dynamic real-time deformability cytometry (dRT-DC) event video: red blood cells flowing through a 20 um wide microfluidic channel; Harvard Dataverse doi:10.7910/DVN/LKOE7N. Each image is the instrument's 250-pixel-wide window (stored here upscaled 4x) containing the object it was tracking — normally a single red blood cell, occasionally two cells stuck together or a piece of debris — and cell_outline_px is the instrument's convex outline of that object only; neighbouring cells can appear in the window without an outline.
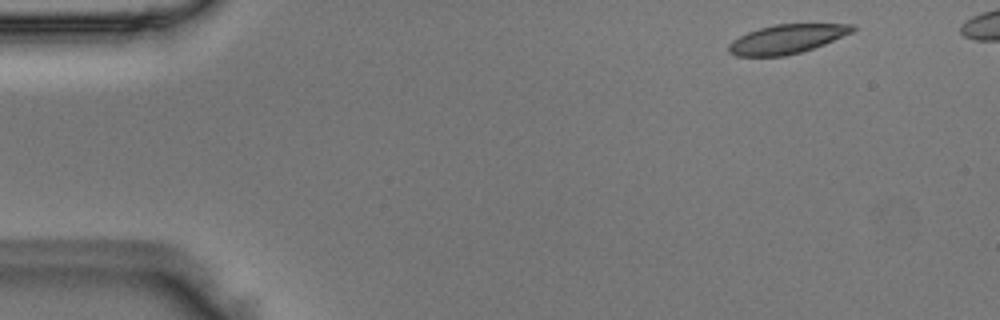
{"species": "Egyptian fruit bat (a non-hibernating species)", "species_latin": "Rousettus aegyptiacus", "temperature_condition": "room temperature", "stored_images_in_passage": 44, "camera_frame_rate_fps": 3000, "um_per_image_px": 0.085, "animal": {"sex": "male"}, "frame": {"image": 1, "passage_image": 2, "time_ms": 0.333, "image_size_px": [1000, 320], "cell_outline_px": [[856, 28], [852, 32], [824, 44], [800, 52], [784, 56], [736, 56], [728, 52], [728, 44], [732, 40], [748, 32], [760, 28], [776, 24], [856, 24]], "centroid_in_image_um": [66.86, 3.32], "position_along_channel_um": 18.1, "area_um2": 20.81}}
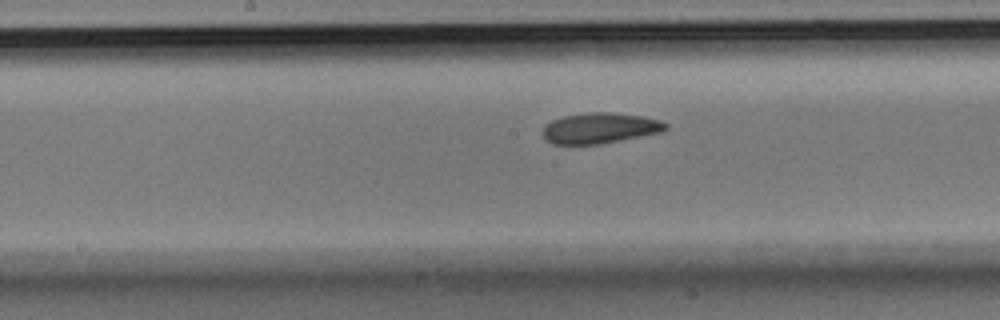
{"frame": {"image": 2, "passage_image": 23, "time_ms": 7.333, "image_size_px": [1000, 320], "cell_outline_px": [[668, 128], [660, 132], [600, 144], [552, 144], [544, 136], [544, 124], [552, 120], [564, 116], [588, 112], [612, 112], [640, 116], [660, 120], [668, 124]], "centroid_in_image_um": [50.99, 10.88], "position_along_channel_um": 197.2, "area_um2": 21.73}}
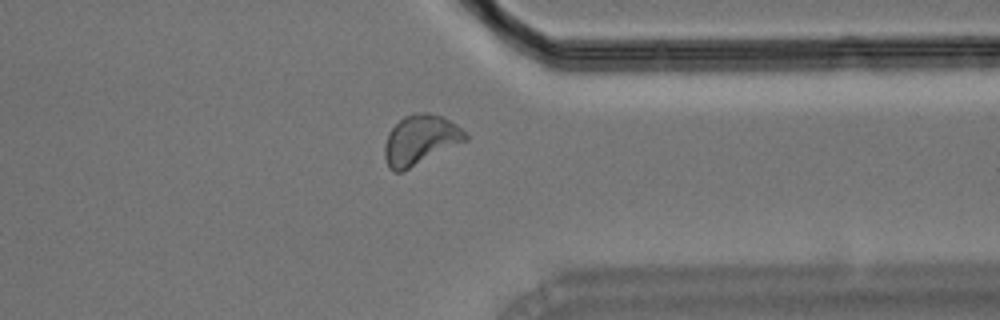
{"frame": {"image": 3, "passage_image": 37, "time_ms": 12.0, "image_size_px": [1000, 320], "cell_outline_px": [[468, 140], [404, 172], [392, 172], [388, 168], [384, 156], [384, 144], [388, 132], [404, 116], [420, 112], [428, 112], [444, 116], [456, 124], [468, 136]], "centroid_in_image_um": [35.72, 11.91], "position_along_channel_um": 375.7, "area_um2": 23.81}}